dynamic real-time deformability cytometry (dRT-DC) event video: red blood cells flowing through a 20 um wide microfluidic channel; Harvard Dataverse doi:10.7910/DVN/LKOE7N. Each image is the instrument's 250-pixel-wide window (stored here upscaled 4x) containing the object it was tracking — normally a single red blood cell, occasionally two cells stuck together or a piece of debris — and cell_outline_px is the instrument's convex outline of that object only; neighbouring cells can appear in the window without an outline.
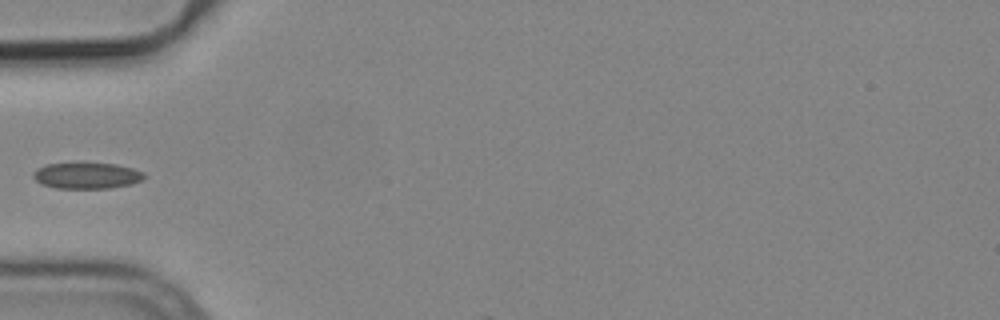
{"species": "common noctule bat (a hibernating species)", "species_latin": "Nyctalus noctula", "temperature_condition": "cold", "stored_images_in_passage": 4, "camera_frame_rate_fps": 3000, "um_per_image_px": 0.085, "animal": {"sex": "male", "body_mass_g": 19.2, "forearm_length_mm": 51.8}, "frame": {"image": 1, "passage_image": 4, "time_ms": 1.0, "image_size_px": [1000, 320], "cell_outline_px": [[144, 176], [140, 180], [132, 184], [108, 188], [56, 188], [40, 184], [32, 176], [32, 172], [36, 168], [48, 164], [76, 160], [116, 164], [132, 168], [144, 172]], "centroid_in_image_um": [7.31, 14.88], "position_along_channel_um": 77.7, "area_um2": 17.63}}